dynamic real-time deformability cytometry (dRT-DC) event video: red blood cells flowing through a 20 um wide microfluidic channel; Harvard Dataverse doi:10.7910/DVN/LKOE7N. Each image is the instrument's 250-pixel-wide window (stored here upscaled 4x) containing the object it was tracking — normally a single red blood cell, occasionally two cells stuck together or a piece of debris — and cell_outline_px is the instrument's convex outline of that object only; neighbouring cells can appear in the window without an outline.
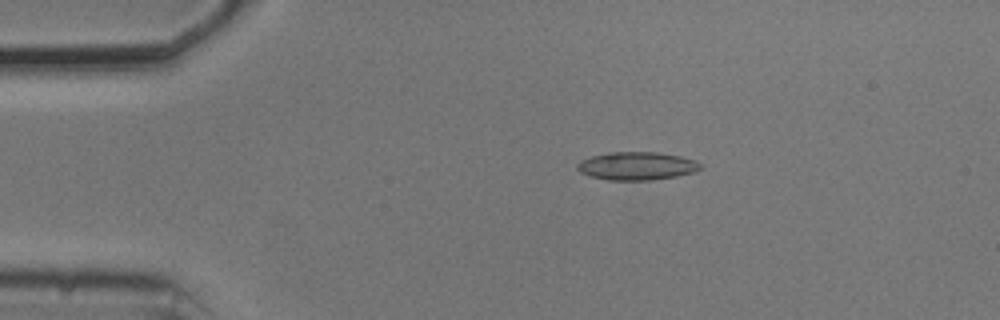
{"species": "common noctule bat (a hibernating species)", "species_latin": "Nyctalus noctula", "temperature_condition": "cold", "stored_images_in_passage": 54, "camera_frame_rate_fps": 3000, "um_per_image_px": 0.085, "animal": {"sex": "male", "body_mass_g": 20.5, "forearm_length_mm": 52.5}, "frame": {"image": 1, "passage_image": 10, "time_ms": 3.0, "image_size_px": [1000, 320], "cell_outline_px": [[700, 168], [692, 172], [676, 176], [652, 180], [608, 180], [588, 176], [580, 172], [576, 168], [576, 164], [580, 160], [592, 156], [608, 152], [656, 152], [680, 156], [696, 160], [700, 164]], "centroid_in_image_um": [54.07, 14.1], "position_along_channel_um": 30.9, "area_um2": 20.17}}
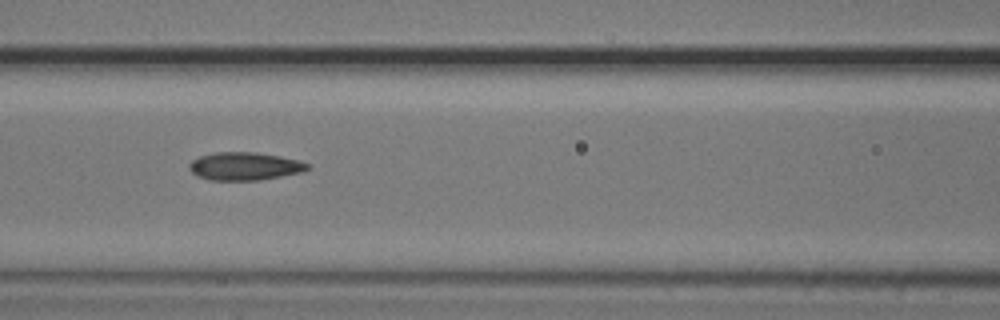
{"frame": {"image": 2, "passage_image": 23, "time_ms": 7.333, "image_size_px": [1000, 320], "cell_outline_px": [[312, 168], [304, 172], [260, 180], [208, 180], [196, 176], [188, 168], [188, 164], [192, 160], [200, 156], [216, 152], [256, 152], [280, 156], [300, 160], [308, 164]], "centroid_in_image_um": [20.81, 14.13], "position_along_channel_um": 145.8, "area_um2": 19.54}}
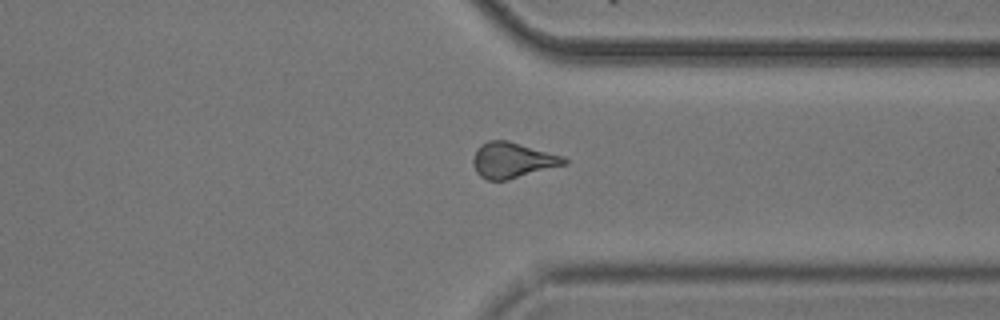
{"frame": {"image": 3, "passage_image": 41, "time_ms": 13.333, "image_size_px": [1000, 320], "cell_outline_px": [[568, 164], [508, 180], [488, 180], [480, 176], [476, 172], [472, 164], [472, 160], [476, 148], [480, 144], [488, 140], [508, 140], [564, 156], [568, 160]], "centroid_in_image_um": [43.56, 13.61], "position_along_channel_um": 367.8, "area_um2": 19.19}, "authors_computed_cell_mechanics": {"area_um2": 19.1318, "velocity_mm_per_s": 3.7185, "shape_relaxation_time_tau1_ms": 5.6515, "shape_relaxation_time_tau2_ms": 1.9794, "deformation_change_tau1": 0.1726, "deformation_change_tau2": 0.1056}}